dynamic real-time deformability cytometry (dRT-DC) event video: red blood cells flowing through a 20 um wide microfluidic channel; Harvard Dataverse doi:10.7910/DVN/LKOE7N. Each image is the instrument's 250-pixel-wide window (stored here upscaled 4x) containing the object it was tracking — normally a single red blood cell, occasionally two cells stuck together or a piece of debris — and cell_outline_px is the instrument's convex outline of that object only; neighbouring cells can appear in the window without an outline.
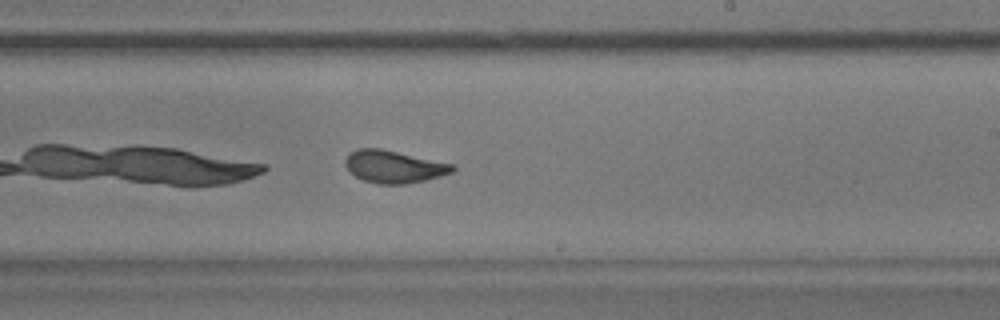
{"species": "common noctule bat (a hibernating species)", "species_latin": "Nyctalus noctula", "temperature_condition": "warm", "stored_images_in_passage": 39, "camera_frame_rate_fps": 3000, "um_per_image_px": 0.085, "animal": {"sex": "male", "body_mass_g": 17.9}, "frame": {"image": 1, "passage_image": 17, "time_ms": 5.333, "image_size_px": [1000, 320], "cell_outline_px": [[456, 168], [452, 172], [440, 176], [424, 180], [404, 184], [380, 184], [364, 180], [356, 176], [344, 164], [344, 160], [348, 152], [356, 148], [380, 148], [456, 164]], "centroid_in_image_um": [33.48, 14.14], "position_along_channel_um": 255.5, "area_um2": 20.35}, "authors_computed_cell_mechanics": {"area_um2": 20.5768, "velocity_mm_per_s": 3.7219, "shape_relaxation_time_tau1_ms": 3.0157, "shape_relaxation_time_tau2_ms": 1.0452, "deformation_change_tau1": 0.1594, "deformation_change_tau2": 0.0806}}